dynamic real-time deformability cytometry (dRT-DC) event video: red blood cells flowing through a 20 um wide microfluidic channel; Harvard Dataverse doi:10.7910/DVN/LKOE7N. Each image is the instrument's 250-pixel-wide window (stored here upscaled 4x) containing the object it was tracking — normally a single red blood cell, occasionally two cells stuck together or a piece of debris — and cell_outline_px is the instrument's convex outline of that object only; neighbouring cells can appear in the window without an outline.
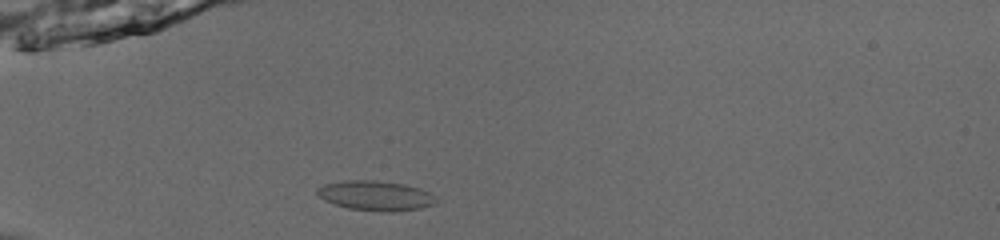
{"species": "common noctule bat (a hibernating species)", "species_latin": "Nyctalus noctula", "temperature_condition": "room temperature", "stored_images_in_passage": 53, "camera_frame_rate_fps": 3000, "um_per_image_px": 0.085, "animal": {"sex": "male", "body_mass_g": 13.0, "forearm_length_mm": 53.1}, "frame": {"image": 1, "passage_image": 18, "time_ms": 5.667, "image_size_px": [1000, 240], "cell_outline_px": [[440, 200], [436, 204], [420, 208], [392, 212], [380, 212], [348, 208], [324, 200], [316, 192], [316, 188], [324, 184], [344, 180], [376, 180], [404, 184], [420, 188], [436, 196]], "centroid_in_image_um": [31.96, 16.63], "position_along_channel_um": 53.0, "area_um2": 20.87}}
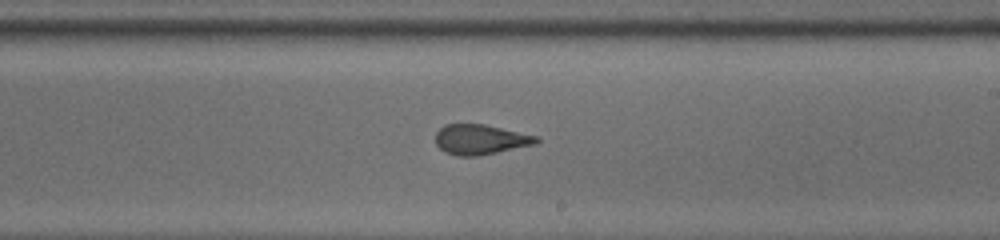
{"frame": {"image": 2, "passage_image": 34, "time_ms": 11.0, "image_size_px": [1000, 240], "cell_outline_px": [[540, 140], [536, 144], [476, 156], [456, 156], [444, 152], [436, 144], [436, 132], [444, 124], [484, 124], [540, 136]], "centroid_in_image_um": [40.84, 11.85], "position_along_channel_um": 248.2, "area_um2": 17.74}}
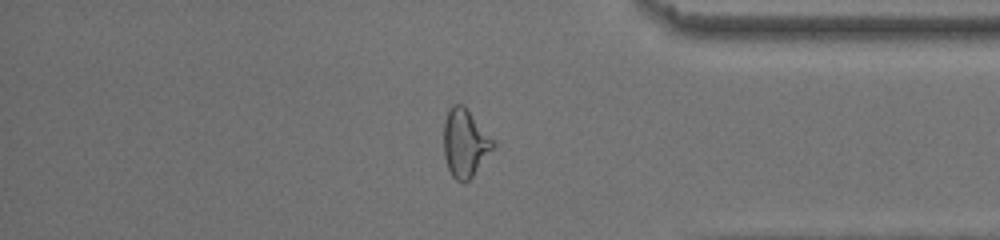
{"frame": {"image": 3, "passage_image": 46, "time_ms": 15.0, "image_size_px": [1000, 240], "cell_outline_px": [[496, 144], [472, 176], [464, 184], [456, 180], [452, 176], [448, 168], [444, 156], [444, 120], [448, 108], [452, 104], [464, 104], [468, 108]], "centroid_in_image_um": [39.49, 12.13], "position_along_channel_um": 395.7, "area_um2": 19.54}, "authors_computed_cell_mechanics": {"area_um2": 19.5942, "velocity_mm_per_s": 3.9593, "shape_relaxation_time_tau1_ms": null, "shape_relaxation_time_tau2_ms": 0.8201, "deformation_change_tau1": null, "deformation_change_tau2": 0.0505}}